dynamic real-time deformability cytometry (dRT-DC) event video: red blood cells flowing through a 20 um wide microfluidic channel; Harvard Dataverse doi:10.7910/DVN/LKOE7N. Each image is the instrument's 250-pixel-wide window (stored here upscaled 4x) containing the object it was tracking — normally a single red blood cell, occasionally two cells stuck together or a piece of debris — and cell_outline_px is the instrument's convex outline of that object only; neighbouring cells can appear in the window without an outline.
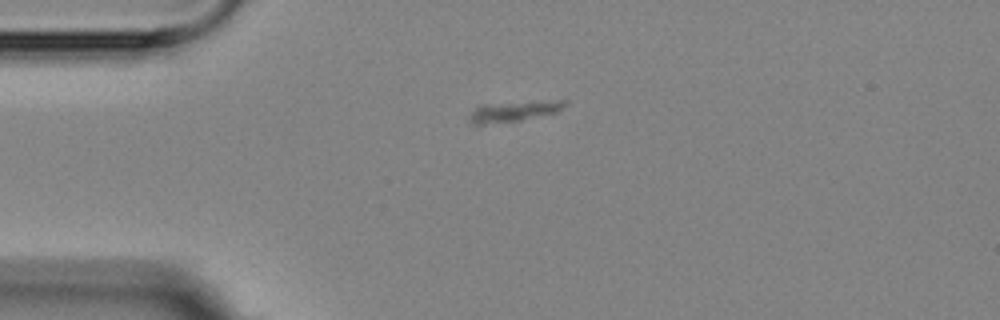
{"species": "Egyptian fruit bat (a non-hibernating species)", "species_latin": "Rousettus aegyptiacus", "temperature_condition": "room temperature", "stored_images_in_passage": 2, "camera_frame_rate_fps": 3000, "um_per_image_px": 0.085, "animal": {"sex": "female"}, "frame": {"image": 1, "passage_image": 1, "time_ms": 0.0, "image_size_px": [1000, 320], "cell_outline_px": [[568, 104], [556, 112], [520, 120], [484, 124], [472, 124], [468, 120], [468, 116], [480, 104], [556, 100], [568, 100]], "centroid_in_image_um": [43.67, 9.44], "position_along_channel_um": 41.3, "area_um2": 11.33}}